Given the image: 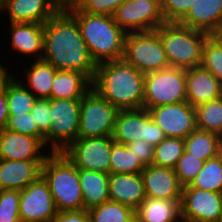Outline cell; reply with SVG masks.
<instances>
[{
	"label": "cell",
	"instance_id": "obj_13",
	"mask_svg": "<svg viewBox=\"0 0 222 222\" xmlns=\"http://www.w3.org/2000/svg\"><path fill=\"white\" fill-rule=\"evenodd\" d=\"M145 109L166 137L185 139L197 129L196 109L187 101Z\"/></svg>",
	"mask_w": 222,
	"mask_h": 222
},
{
	"label": "cell",
	"instance_id": "obj_51",
	"mask_svg": "<svg viewBox=\"0 0 222 222\" xmlns=\"http://www.w3.org/2000/svg\"><path fill=\"white\" fill-rule=\"evenodd\" d=\"M219 222H222V213H221V217H220V220H219Z\"/></svg>",
	"mask_w": 222,
	"mask_h": 222
},
{
	"label": "cell",
	"instance_id": "obj_38",
	"mask_svg": "<svg viewBox=\"0 0 222 222\" xmlns=\"http://www.w3.org/2000/svg\"><path fill=\"white\" fill-rule=\"evenodd\" d=\"M4 128L23 135L38 138L45 144V136L38 130L30 113L9 115L8 122Z\"/></svg>",
	"mask_w": 222,
	"mask_h": 222
},
{
	"label": "cell",
	"instance_id": "obj_9",
	"mask_svg": "<svg viewBox=\"0 0 222 222\" xmlns=\"http://www.w3.org/2000/svg\"><path fill=\"white\" fill-rule=\"evenodd\" d=\"M119 109L91 88L81 99L78 138L112 136Z\"/></svg>",
	"mask_w": 222,
	"mask_h": 222
},
{
	"label": "cell",
	"instance_id": "obj_41",
	"mask_svg": "<svg viewBox=\"0 0 222 222\" xmlns=\"http://www.w3.org/2000/svg\"><path fill=\"white\" fill-rule=\"evenodd\" d=\"M125 0H85L79 8L82 12L113 16Z\"/></svg>",
	"mask_w": 222,
	"mask_h": 222
},
{
	"label": "cell",
	"instance_id": "obj_39",
	"mask_svg": "<svg viewBox=\"0 0 222 222\" xmlns=\"http://www.w3.org/2000/svg\"><path fill=\"white\" fill-rule=\"evenodd\" d=\"M166 22H179L189 11L194 0H160Z\"/></svg>",
	"mask_w": 222,
	"mask_h": 222
},
{
	"label": "cell",
	"instance_id": "obj_12",
	"mask_svg": "<svg viewBox=\"0 0 222 222\" xmlns=\"http://www.w3.org/2000/svg\"><path fill=\"white\" fill-rule=\"evenodd\" d=\"M112 136L78 138L64 152L79 170L110 174Z\"/></svg>",
	"mask_w": 222,
	"mask_h": 222
},
{
	"label": "cell",
	"instance_id": "obj_23",
	"mask_svg": "<svg viewBox=\"0 0 222 222\" xmlns=\"http://www.w3.org/2000/svg\"><path fill=\"white\" fill-rule=\"evenodd\" d=\"M8 23L45 24L55 13L50 0H6Z\"/></svg>",
	"mask_w": 222,
	"mask_h": 222
},
{
	"label": "cell",
	"instance_id": "obj_28",
	"mask_svg": "<svg viewBox=\"0 0 222 222\" xmlns=\"http://www.w3.org/2000/svg\"><path fill=\"white\" fill-rule=\"evenodd\" d=\"M16 77L13 74L4 86L9 115L30 113L37 100V97Z\"/></svg>",
	"mask_w": 222,
	"mask_h": 222
},
{
	"label": "cell",
	"instance_id": "obj_2",
	"mask_svg": "<svg viewBox=\"0 0 222 222\" xmlns=\"http://www.w3.org/2000/svg\"><path fill=\"white\" fill-rule=\"evenodd\" d=\"M145 74L123 59L97 64L92 88L119 110L142 109Z\"/></svg>",
	"mask_w": 222,
	"mask_h": 222
},
{
	"label": "cell",
	"instance_id": "obj_44",
	"mask_svg": "<svg viewBox=\"0 0 222 222\" xmlns=\"http://www.w3.org/2000/svg\"><path fill=\"white\" fill-rule=\"evenodd\" d=\"M85 0H50L56 12H71L79 9Z\"/></svg>",
	"mask_w": 222,
	"mask_h": 222
},
{
	"label": "cell",
	"instance_id": "obj_24",
	"mask_svg": "<svg viewBox=\"0 0 222 222\" xmlns=\"http://www.w3.org/2000/svg\"><path fill=\"white\" fill-rule=\"evenodd\" d=\"M92 88V81L78 71L57 70L51 88V99H82Z\"/></svg>",
	"mask_w": 222,
	"mask_h": 222
},
{
	"label": "cell",
	"instance_id": "obj_21",
	"mask_svg": "<svg viewBox=\"0 0 222 222\" xmlns=\"http://www.w3.org/2000/svg\"><path fill=\"white\" fill-rule=\"evenodd\" d=\"M108 190L109 200L128 206L134 211L147 198L141 173L109 174Z\"/></svg>",
	"mask_w": 222,
	"mask_h": 222
},
{
	"label": "cell",
	"instance_id": "obj_43",
	"mask_svg": "<svg viewBox=\"0 0 222 222\" xmlns=\"http://www.w3.org/2000/svg\"><path fill=\"white\" fill-rule=\"evenodd\" d=\"M52 222H91L89 212L85 209L58 212Z\"/></svg>",
	"mask_w": 222,
	"mask_h": 222
},
{
	"label": "cell",
	"instance_id": "obj_35",
	"mask_svg": "<svg viewBox=\"0 0 222 222\" xmlns=\"http://www.w3.org/2000/svg\"><path fill=\"white\" fill-rule=\"evenodd\" d=\"M201 66L222 84V45L212 35L204 42Z\"/></svg>",
	"mask_w": 222,
	"mask_h": 222
},
{
	"label": "cell",
	"instance_id": "obj_11",
	"mask_svg": "<svg viewBox=\"0 0 222 222\" xmlns=\"http://www.w3.org/2000/svg\"><path fill=\"white\" fill-rule=\"evenodd\" d=\"M113 17L126 33L156 30L166 22L160 0H125Z\"/></svg>",
	"mask_w": 222,
	"mask_h": 222
},
{
	"label": "cell",
	"instance_id": "obj_19",
	"mask_svg": "<svg viewBox=\"0 0 222 222\" xmlns=\"http://www.w3.org/2000/svg\"><path fill=\"white\" fill-rule=\"evenodd\" d=\"M187 102L194 108L222 96V84L202 66L186 69Z\"/></svg>",
	"mask_w": 222,
	"mask_h": 222
},
{
	"label": "cell",
	"instance_id": "obj_46",
	"mask_svg": "<svg viewBox=\"0 0 222 222\" xmlns=\"http://www.w3.org/2000/svg\"><path fill=\"white\" fill-rule=\"evenodd\" d=\"M1 63V62H0ZM6 64H0V93L3 92L5 83L10 79L13 75L9 73V69L4 67ZM8 71V72H7Z\"/></svg>",
	"mask_w": 222,
	"mask_h": 222
},
{
	"label": "cell",
	"instance_id": "obj_26",
	"mask_svg": "<svg viewBox=\"0 0 222 222\" xmlns=\"http://www.w3.org/2000/svg\"><path fill=\"white\" fill-rule=\"evenodd\" d=\"M181 201L145 198L135 211L136 222H176Z\"/></svg>",
	"mask_w": 222,
	"mask_h": 222
},
{
	"label": "cell",
	"instance_id": "obj_36",
	"mask_svg": "<svg viewBox=\"0 0 222 222\" xmlns=\"http://www.w3.org/2000/svg\"><path fill=\"white\" fill-rule=\"evenodd\" d=\"M204 163V160L198 159V157L185 151L174 168L180 184L183 187L190 185L203 168Z\"/></svg>",
	"mask_w": 222,
	"mask_h": 222
},
{
	"label": "cell",
	"instance_id": "obj_6",
	"mask_svg": "<svg viewBox=\"0 0 222 222\" xmlns=\"http://www.w3.org/2000/svg\"><path fill=\"white\" fill-rule=\"evenodd\" d=\"M80 107L81 99H50L51 126L44 135L50 152H64L78 139Z\"/></svg>",
	"mask_w": 222,
	"mask_h": 222
},
{
	"label": "cell",
	"instance_id": "obj_34",
	"mask_svg": "<svg viewBox=\"0 0 222 222\" xmlns=\"http://www.w3.org/2000/svg\"><path fill=\"white\" fill-rule=\"evenodd\" d=\"M184 152L185 144L183 138L166 137L160 144L154 147L152 164L174 169Z\"/></svg>",
	"mask_w": 222,
	"mask_h": 222
},
{
	"label": "cell",
	"instance_id": "obj_16",
	"mask_svg": "<svg viewBox=\"0 0 222 222\" xmlns=\"http://www.w3.org/2000/svg\"><path fill=\"white\" fill-rule=\"evenodd\" d=\"M44 147L45 144L38 138L0 128V159L45 160L48 155Z\"/></svg>",
	"mask_w": 222,
	"mask_h": 222
},
{
	"label": "cell",
	"instance_id": "obj_1",
	"mask_svg": "<svg viewBox=\"0 0 222 222\" xmlns=\"http://www.w3.org/2000/svg\"><path fill=\"white\" fill-rule=\"evenodd\" d=\"M42 60L57 70L78 71L94 80L97 65L89 54L77 19L70 12H56L44 24Z\"/></svg>",
	"mask_w": 222,
	"mask_h": 222
},
{
	"label": "cell",
	"instance_id": "obj_3",
	"mask_svg": "<svg viewBox=\"0 0 222 222\" xmlns=\"http://www.w3.org/2000/svg\"><path fill=\"white\" fill-rule=\"evenodd\" d=\"M79 24L82 37L94 63L120 60L126 32L113 16L89 14L76 9L70 12Z\"/></svg>",
	"mask_w": 222,
	"mask_h": 222
},
{
	"label": "cell",
	"instance_id": "obj_50",
	"mask_svg": "<svg viewBox=\"0 0 222 222\" xmlns=\"http://www.w3.org/2000/svg\"><path fill=\"white\" fill-rule=\"evenodd\" d=\"M176 222H191V221H187V220H184L182 218H179Z\"/></svg>",
	"mask_w": 222,
	"mask_h": 222
},
{
	"label": "cell",
	"instance_id": "obj_40",
	"mask_svg": "<svg viewBox=\"0 0 222 222\" xmlns=\"http://www.w3.org/2000/svg\"><path fill=\"white\" fill-rule=\"evenodd\" d=\"M33 121L36 123L38 130L45 135L51 126L50 121V99L37 98L30 112Z\"/></svg>",
	"mask_w": 222,
	"mask_h": 222
},
{
	"label": "cell",
	"instance_id": "obj_27",
	"mask_svg": "<svg viewBox=\"0 0 222 222\" xmlns=\"http://www.w3.org/2000/svg\"><path fill=\"white\" fill-rule=\"evenodd\" d=\"M29 67L24 68L25 76H23L27 84L23 83L21 77L17 79L37 98L51 99L52 82L57 69L42 59L31 61Z\"/></svg>",
	"mask_w": 222,
	"mask_h": 222
},
{
	"label": "cell",
	"instance_id": "obj_10",
	"mask_svg": "<svg viewBox=\"0 0 222 222\" xmlns=\"http://www.w3.org/2000/svg\"><path fill=\"white\" fill-rule=\"evenodd\" d=\"M112 137L115 142L124 145L145 141L153 147L166 138L163 130L153 122L145 108L119 110Z\"/></svg>",
	"mask_w": 222,
	"mask_h": 222
},
{
	"label": "cell",
	"instance_id": "obj_18",
	"mask_svg": "<svg viewBox=\"0 0 222 222\" xmlns=\"http://www.w3.org/2000/svg\"><path fill=\"white\" fill-rule=\"evenodd\" d=\"M44 161L0 159V190L22 191L42 176Z\"/></svg>",
	"mask_w": 222,
	"mask_h": 222
},
{
	"label": "cell",
	"instance_id": "obj_5",
	"mask_svg": "<svg viewBox=\"0 0 222 222\" xmlns=\"http://www.w3.org/2000/svg\"><path fill=\"white\" fill-rule=\"evenodd\" d=\"M170 67L190 69L201 66L208 33L178 22H165L157 29Z\"/></svg>",
	"mask_w": 222,
	"mask_h": 222
},
{
	"label": "cell",
	"instance_id": "obj_49",
	"mask_svg": "<svg viewBox=\"0 0 222 222\" xmlns=\"http://www.w3.org/2000/svg\"><path fill=\"white\" fill-rule=\"evenodd\" d=\"M218 155L221 157L222 159V138L220 140V143H219V152H218Z\"/></svg>",
	"mask_w": 222,
	"mask_h": 222
},
{
	"label": "cell",
	"instance_id": "obj_7",
	"mask_svg": "<svg viewBox=\"0 0 222 222\" xmlns=\"http://www.w3.org/2000/svg\"><path fill=\"white\" fill-rule=\"evenodd\" d=\"M122 59L144 74L170 67L157 29L126 33Z\"/></svg>",
	"mask_w": 222,
	"mask_h": 222
},
{
	"label": "cell",
	"instance_id": "obj_17",
	"mask_svg": "<svg viewBox=\"0 0 222 222\" xmlns=\"http://www.w3.org/2000/svg\"><path fill=\"white\" fill-rule=\"evenodd\" d=\"M141 176L146 197L181 201L183 186L174 169L151 164L145 166Z\"/></svg>",
	"mask_w": 222,
	"mask_h": 222
},
{
	"label": "cell",
	"instance_id": "obj_37",
	"mask_svg": "<svg viewBox=\"0 0 222 222\" xmlns=\"http://www.w3.org/2000/svg\"><path fill=\"white\" fill-rule=\"evenodd\" d=\"M19 203L20 191L0 190V222H21Z\"/></svg>",
	"mask_w": 222,
	"mask_h": 222
},
{
	"label": "cell",
	"instance_id": "obj_33",
	"mask_svg": "<svg viewBox=\"0 0 222 222\" xmlns=\"http://www.w3.org/2000/svg\"><path fill=\"white\" fill-rule=\"evenodd\" d=\"M196 109L197 128L222 138V96L201 104Z\"/></svg>",
	"mask_w": 222,
	"mask_h": 222
},
{
	"label": "cell",
	"instance_id": "obj_31",
	"mask_svg": "<svg viewBox=\"0 0 222 222\" xmlns=\"http://www.w3.org/2000/svg\"><path fill=\"white\" fill-rule=\"evenodd\" d=\"M145 166L126 145L112 142L110 174H138Z\"/></svg>",
	"mask_w": 222,
	"mask_h": 222
},
{
	"label": "cell",
	"instance_id": "obj_25",
	"mask_svg": "<svg viewBox=\"0 0 222 222\" xmlns=\"http://www.w3.org/2000/svg\"><path fill=\"white\" fill-rule=\"evenodd\" d=\"M79 182L85 210L89 211L109 200V174L90 170H79Z\"/></svg>",
	"mask_w": 222,
	"mask_h": 222
},
{
	"label": "cell",
	"instance_id": "obj_48",
	"mask_svg": "<svg viewBox=\"0 0 222 222\" xmlns=\"http://www.w3.org/2000/svg\"><path fill=\"white\" fill-rule=\"evenodd\" d=\"M6 0H0V13L4 10Z\"/></svg>",
	"mask_w": 222,
	"mask_h": 222
},
{
	"label": "cell",
	"instance_id": "obj_47",
	"mask_svg": "<svg viewBox=\"0 0 222 222\" xmlns=\"http://www.w3.org/2000/svg\"><path fill=\"white\" fill-rule=\"evenodd\" d=\"M216 40H222V21L218 30L212 35Z\"/></svg>",
	"mask_w": 222,
	"mask_h": 222
},
{
	"label": "cell",
	"instance_id": "obj_14",
	"mask_svg": "<svg viewBox=\"0 0 222 222\" xmlns=\"http://www.w3.org/2000/svg\"><path fill=\"white\" fill-rule=\"evenodd\" d=\"M57 213L48 183L42 176L20 191L21 222H52Z\"/></svg>",
	"mask_w": 222,
	"mask_h": 222
},
{
	"label": "cell",
	"instance_id": "obj_20",
	"mask_svg": "<svg viewBox=\"0 0 222 222\" xmlns=\"http://www.w3.org/2000/svg\"><path fill=\"white\" fill-rule=\"evenodd\" d=\"M10 49L22 56H31L32 60H41L44 52V24L10 23ZM34 55V56H33Z\"/></svg>",
	"mask_w": 222,
	"mask_h": 222
},
{
	"label": "cell",
	"instance_id": "obj_4",
	"mask_svg": "<svg viewBox=\"0 0 222 222\" xmlns=\"http://www.w3.org/2000/svg\"><path fill=\"white\" fill-rule=\"evenodd\" d=\"M42 177L48 183L58 212L84 209L79 169L64 153H48L43 162Z\"/></svg>",
	"mask_w": 222,
	"mask_h": 222
},
{
	"label": "cell",
	"instance_id": "obj_30",
	"mask_svg": "<svg viewBox=\"0 0 222 222\" xmlns=\"http://www.w3.org/2000/svg\"><path fill=\"white\" fill-rule=\"evenodd\" d=\"M183 188H198L222 193V159L219 155L205 161L192 183Z\"/></svg>",
	"mask_w": 222,
	"mask_h": 222
},
{
	"label": "cell",
	"instance_id": "obj_32",
	"mask_svg": "<svg viewBox=\"0 0 222 222\" xmlns=\"http://www.w3.org/2000/svg\"><path fill=\"white\" fill-rule=\"evenodd\" d=\"M88 212L91 222H136L132 208L112 200H107Z\"/></svg>",
	"mask_w": 222,
	"mask_h": 222
},
{
	"label": "cell",
	"instance_id": "obj_22",
	"mask_svg": "<svg viewBox=\"0 0 222 222\" xmlns=\"http://www.w3.org/2000/svg\"><path fill=\"white\" fill-rule=\"evenodd\" d=\"M222 21V0H194L179 24L213 35Z\"/></svg>",
	"mask_w": 222,
	"mask_h": 222
},
{
	"label": "cell",
	"instance_id": "obj_15",
	"mask_svg": "<svg viewBox=\"0 0 222 222\" xmlns=\"http://www.w3.org/2000/svg\"><path fill=\"white\" fill-rule=\"evenodd\" d=\"M222 213V193L183 188L180 218L191 222H219Z\"/></svg>",
	"mask_w": 222,
	"mask_h": 222
},
{
	"label": "cell",
	"instance_id": "obj_29",
	"mask_svg": "<svg viewBox=\"0 0 222 222\" xmlns=\"http://www.w3.org/2000/svg\"><path fill=\"white\" fill-rule=\"evenodd\" d=\"M220 140L219 135L197 128L184 139L185 151L207 161L218 155Z\"/></svg>",
	"mask_w": 222,
	"mask_h": 222
},
{
	"label": "cell",
	"instance_id": "obj_42",
	"mask_svg": "<svg viewBox=\"0 0 222 222\" xmlns=\"http://www.w3.org/2000/svg\"><path fill=\"white\" fill-rule=\"evenodd\" d=\"M134 155L138 157L144 166H149L152 164L154 158V147L147 144L145 141H138L128 143L126 145Z\"/></svg>",
	"mask_w": 222,
	"mask_h": 222
},
{
	"label": "cell",
	"instance_id": "obj_45",
	"mask_svg": "<svg viewBox=\"0 0 222 222\" xmlns=\"http://www.w3.org/2000/svg\"><path fill=\"white\" fill-rule=\"evenodd\" d=\"M9 112H8V105H7V97L6 92L3 90L0 93V128L5 127L8 122Z\"/></svg>",
	"mask_w": 222,
	"mask_h": 222
},
{
	"label": "cell",
	"instance_id": "obj_8",
	"mask_svg": "<svg viewBox=\"0 0 222 222\" xmlns=\"http://www.w3.org/2000/svg\"><path fill=\"white\" fill-rule=\"evenodd\" d=\"M187 101L186 70L168 67L145 74L143 108Z\"/></svg>",
	"mask_w": 222,
	"mask_h": 222
}]
</instances>
